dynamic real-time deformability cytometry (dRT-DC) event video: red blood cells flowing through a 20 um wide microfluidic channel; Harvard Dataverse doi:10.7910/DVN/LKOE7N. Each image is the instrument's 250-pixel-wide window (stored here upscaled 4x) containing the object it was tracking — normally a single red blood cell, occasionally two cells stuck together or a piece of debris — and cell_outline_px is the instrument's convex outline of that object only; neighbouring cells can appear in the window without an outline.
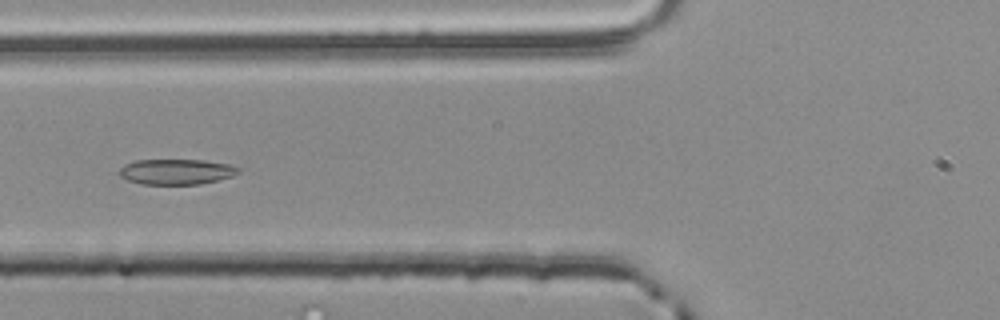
{"species": "common noctule bat (a hibernating species)", "species_latin": "Nyctalus noctula", "temperature_condition": "room temperature", "stored_images_in_passage": 4, "camera_frame_rate_fps": 3000, "um_per_image_px": 0.085, "animal": {"sex": "male", "body_mass_g": 20.4}, "frame": {"image": 1, "passage_image": 4, "time_ms": 1.0, "image_size_px": [1000, 320], "cell_outline_px": [[240, 172], [232, 176], [200, 184], [140, 184], [128, 180], [120, 176], [120, 168], [124, 164], [136, 160], [204, 160], [228, 164], [240, 168]], "centroid_in_image_um": [14.98, 14.59], "position_along_channel_um": 110.8, "area_um2": 17.57}}